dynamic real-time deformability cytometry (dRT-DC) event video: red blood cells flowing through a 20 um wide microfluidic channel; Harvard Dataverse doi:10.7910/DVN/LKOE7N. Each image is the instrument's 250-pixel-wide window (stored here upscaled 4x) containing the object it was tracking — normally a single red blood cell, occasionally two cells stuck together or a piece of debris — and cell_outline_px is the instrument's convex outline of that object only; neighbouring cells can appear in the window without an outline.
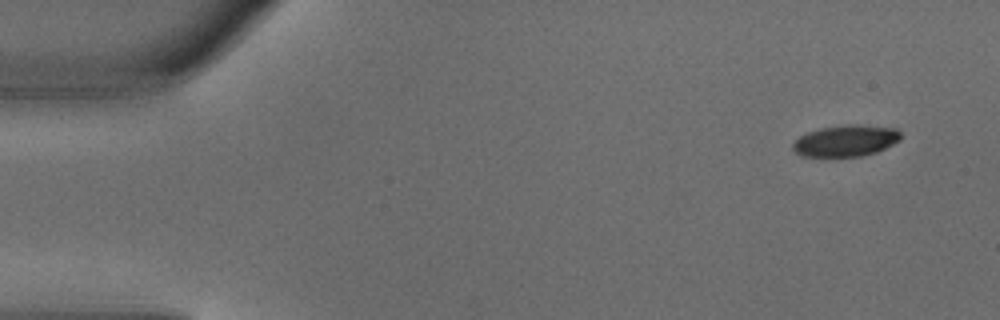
{"species": "common noctule bat (a hibernating species)", "species_latin": "Nyctalus noctula", "temperature_condition": "warm", "stored_images_in_passage": 3, "camera_frame_rate_fps": 3000, "um_per_image_px": 0.085, "animal": {"sex": "male", "body_mass_g": 18.8}, "frame": {"image": 1, "passage_image": 1, "time_ms": 0.0, "image_size_px": [1000, 320], "cell_outline_px": [[900, 140], [876, 152], [860, 156], [800, 156], [792, 148], [792, 144], [800, 136], [808, 132], [820, 128], [852, 124], [856, 124], [896, 128], [900, 132]], "centroid_in_image_um": [71.88, 11.96], "position_along_channel_um": 13.1, "area_um2": 19.54}}